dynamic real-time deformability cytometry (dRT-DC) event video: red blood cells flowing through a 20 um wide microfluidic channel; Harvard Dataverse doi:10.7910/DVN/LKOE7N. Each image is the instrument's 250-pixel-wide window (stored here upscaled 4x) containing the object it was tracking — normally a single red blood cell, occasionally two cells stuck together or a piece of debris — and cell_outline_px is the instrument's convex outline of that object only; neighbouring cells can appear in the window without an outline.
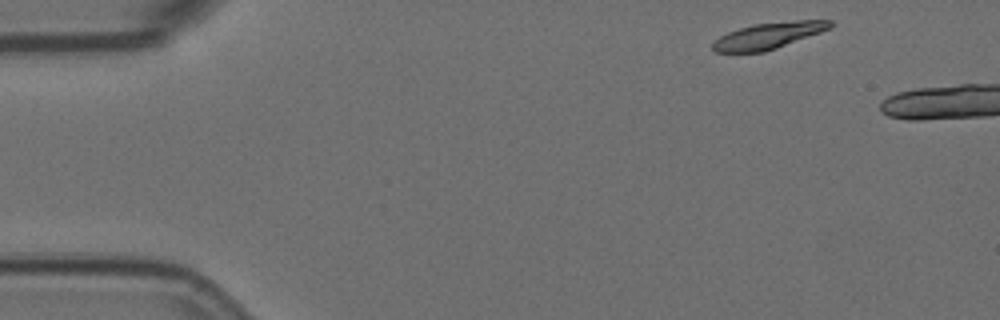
{"species": "Egyptian fruit bat (a non-hibernating species)", "species_latin": "Rousettus aegyptiacus", "temperature_condition": "room temperature", "stored_images_in_passage": 4, "camera_frame_rate_fps": 3000, "um_per_image_px": 0.085, "animal": {"sex": "female"}, "frame": {"image": 1, "passage_image": 1, "time_ms": 0.0, "image_size_px": [1000, 320], "cell_outline_px": [[832, 28], [776, 48], [764, 52], [716, 52], [712, 48], [712, 44], [720, 36], [728, 32], [740, 28], [756, 24], [796, 20], [832, 20]], "centroid_in_image_um": [65.34, 3.03], "position_along_channel_um": 19.7, "area_um2": 17.74}}